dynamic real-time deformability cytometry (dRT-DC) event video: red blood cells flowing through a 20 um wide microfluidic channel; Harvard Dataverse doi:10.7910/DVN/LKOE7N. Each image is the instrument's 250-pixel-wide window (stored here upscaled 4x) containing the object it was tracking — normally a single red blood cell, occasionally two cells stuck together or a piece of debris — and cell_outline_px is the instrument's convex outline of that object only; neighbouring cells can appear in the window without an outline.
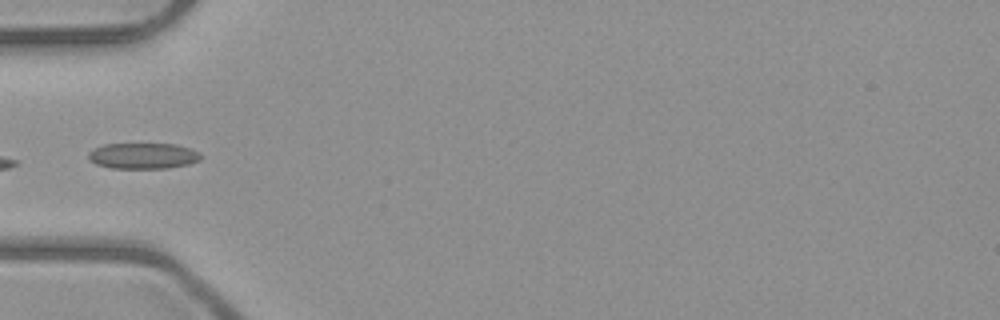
{"species": "common noctule bat (a hibernating species)", "species_latin": "Nyctalus noctula", "temperature_condition": "room temperature", "stored_images_in_passage": 7, "camera_frame_rate_fps": 3000, "um_per_image_px": 0.085, "animal": {"sex": "male", "body_mass_g": 23.1, "forearm_length_mm": 52.7}, "frame": {"image": 1, "passage_image": 5, "time_ms": 4.667, "image_size_px": [1000, 320], "cell_outline_px": [[200, 160], [188, 164], [168, 168], [112, 168], [96, 164], [88, 160], [88, 152], [104, 144], [176, 144], [192, 148], [200, 152]], "centroid_in_image_um": [12.17, 13.24], "position_along_channel_um": 72.8, "area_um2": 16.99}}
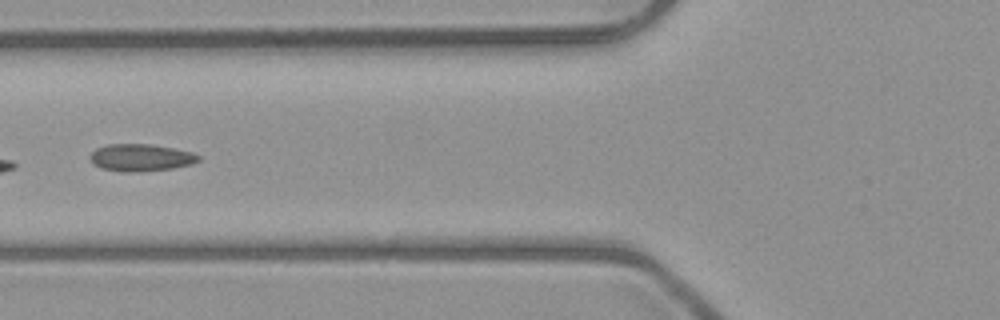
{"frame": {"image": 2, "passage_image": 6, "time_ms": 5.667, "image_size_px": [1000, 320], "cell_outline_px": [[200, 160], [192, 164], [172, 168], [128, 172], [120, 172], [100, 168], [92, 164], [88, 156], [96, 148], [108, 144], [152, 144], [192, 152], [200, 156]], "centroid_in_image_um": [11.92, 13.39], "position_along_channel_um": 113.9, "area_um2": 17.22}}
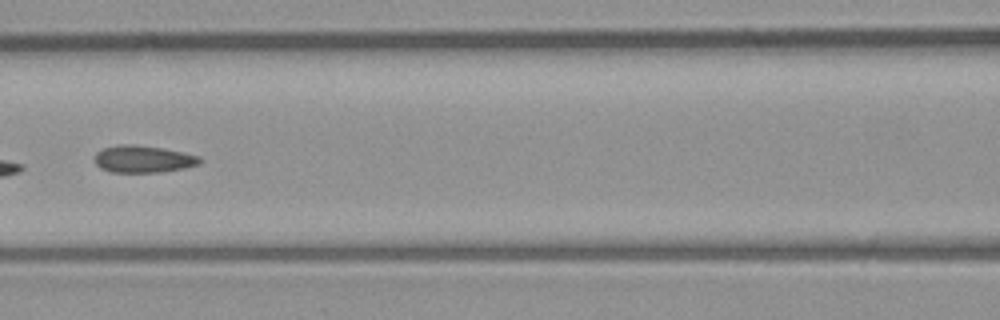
{"frame": {"image": 3, "passage_image": 7, "time_ms": 6.667, "image_size_px": [1000, 320], "cell_outline_px": [[200, 164], [184, 168], [160, 172], [112, 172], [100, 168], [96, 164], [96, 152], [104, 148], [120, 144], [132, 144], [160, 148], [200, 156]], "centroid_in_image_um": [12.16, 13.52], "position_along_channel_um": 154.4, "area_um2": 16.36}}